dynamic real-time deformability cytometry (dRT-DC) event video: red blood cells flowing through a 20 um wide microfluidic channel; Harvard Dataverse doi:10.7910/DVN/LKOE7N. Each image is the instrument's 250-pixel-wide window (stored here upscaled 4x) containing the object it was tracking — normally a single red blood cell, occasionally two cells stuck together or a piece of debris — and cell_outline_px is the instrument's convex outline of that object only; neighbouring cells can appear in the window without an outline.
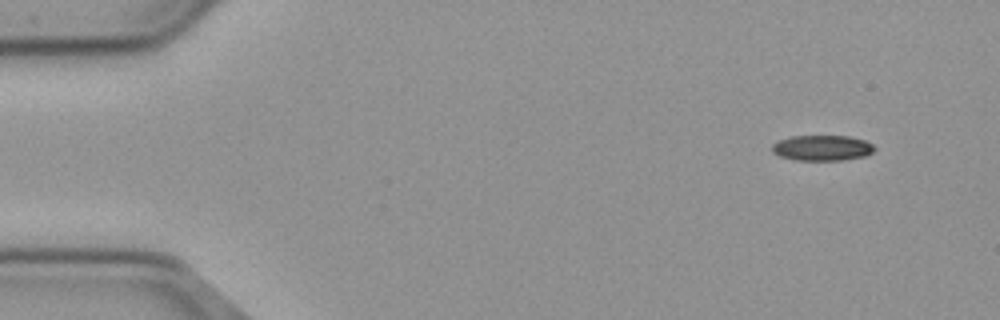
{"species": "common noctule bat (a hibernating species)", "species_latin": "Nyctalus noctula", "temperature_condition": "cold", "stored_images_in_passage": 52, "camera_frame_rate_fps": 3000, "um_per_image_px": 0.085, "animal": {"sex": "male", "body_mass_g": 23.1, "forearm_length_mm": 52.7}, "frame": {"image": 1, "passage_image": 1, "time_ms": 0.0, "image_size_px": [1000, 320], "cell_outline_px": [[876, 148], [872, 152], [864, 156], [844, 160], [796, 160], [780, 156], [772, 152], [772, 144], [780, 140], [792, 136], [848, 136], [864, 140], [872, 144]], "centroid_in_image_um": [69.88, 12.57], "position_along_channel_um": 15.1, "area_um2": 15.14}}
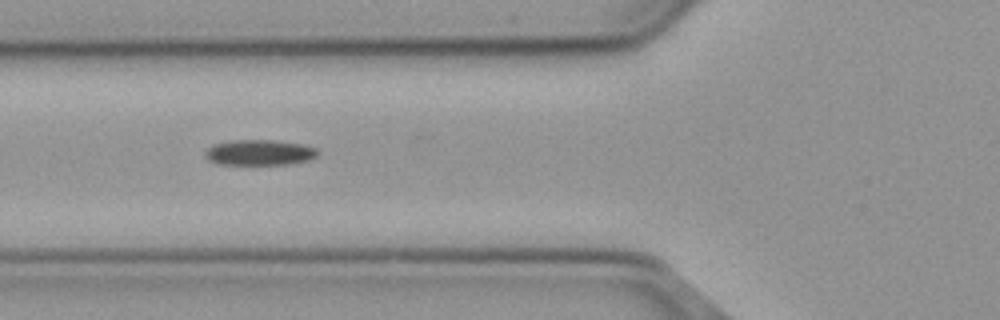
{"frame": {"image": 2, "passage_image": 17, "time_ms": 5.333, "image_size_px": [1000, 320], "cell_outline_px": [[320, 152], [316, 156], [308, 160], [288, 164], [220, 164], [208, 160], [204, 156], [204, 152], [212, 144], [232, 140], [272, 140], [304, 144], [316, 148]], "centroid_in_image_um": [22.04, 12.95], "position_along_channel_um": 103.8, "area_um2": 16.82}}
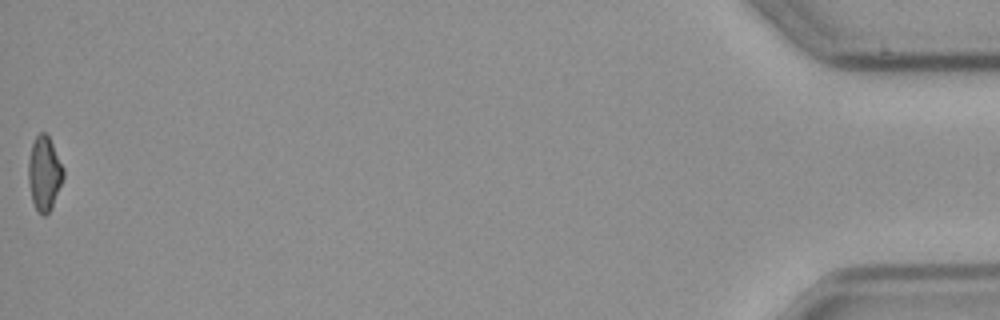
{"frame": {"image": 3, "passage_image": 52, "time_ms": 17.0, "image_size_px": [1000, 320], "cell_outline_px": [[64, 176], [52, 208], [44, 216], [36, 208], [32, 200], [28, 180], [28, 160], [32, 144], [36, 136], [40, 132], [44, 132], [48, 136], [64, 168]], "centroid_in_image_um": [3.76, 14.73], "position_along_channel_um": 431.4, "area_um2": 14.97}}